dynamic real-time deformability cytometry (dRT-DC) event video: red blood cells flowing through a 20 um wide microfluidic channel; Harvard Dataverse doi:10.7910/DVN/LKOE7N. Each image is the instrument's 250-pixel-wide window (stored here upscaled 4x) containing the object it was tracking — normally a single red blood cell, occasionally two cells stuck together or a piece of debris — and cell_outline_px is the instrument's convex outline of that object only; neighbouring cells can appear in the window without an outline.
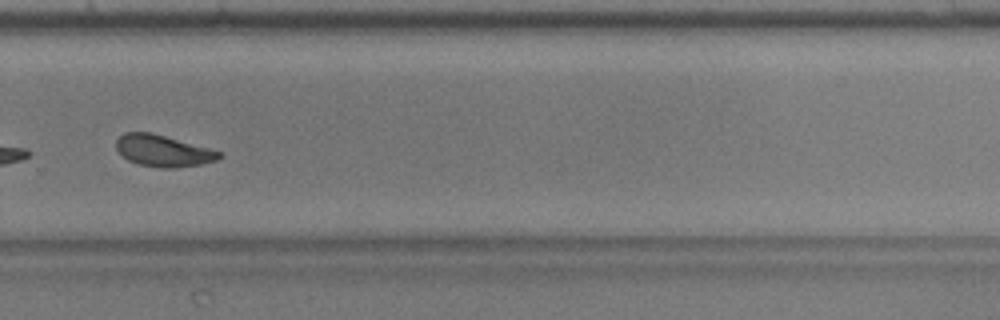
{"species": "common noctule bat (a hibernating species)", "species_latin": "Nyctalus noctula", "temperature_condition": "warm", "stored_images_in_passage": 47, "segment_of_instrument_passage": [2, 2], "camera_frame_rate_fps": 3000, "um_per_image_px": 0.085, "animal": {"sex": "male", "body_mass_g": 17.9, "forearm_length_mm": 54.2}, "frame": {"image": 1, "passage_image": 37, "time_ms": 12.0, "image_size_px": [1000, 320], "cell_outline_px": [[224, 156], [216, 160], [200, 164], [176, 168], [160, 168], [136, 164], [128, 160], [116, 148], [116, 140], [124, 132], [152, 132], [212, 148], [224, 152]], "centroid_in_image_um": [13.91, 12.81], "position_along_channel_um": 315.9, "area_um2": 19.31}}